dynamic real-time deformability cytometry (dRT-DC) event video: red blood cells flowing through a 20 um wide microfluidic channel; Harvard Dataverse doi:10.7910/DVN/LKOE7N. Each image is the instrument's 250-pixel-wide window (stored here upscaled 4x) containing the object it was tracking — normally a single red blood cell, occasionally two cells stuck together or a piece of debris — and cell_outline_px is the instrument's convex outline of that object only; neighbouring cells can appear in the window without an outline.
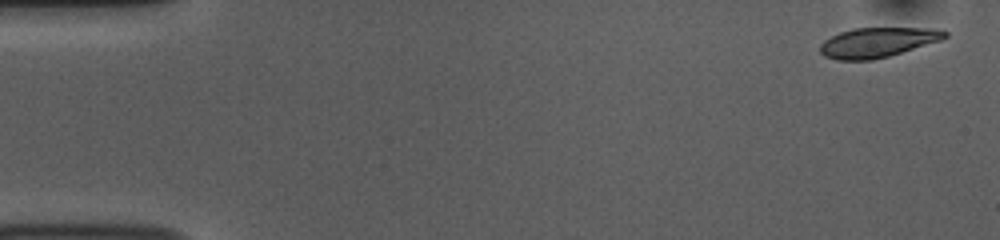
{"species": "common noctule bat (a hibernating species)", "species_latin": "Nyctalus noctula", "temperature_condition": "room temperature", "stored_images_in_passage": 53, "camera_frame_rate_fps": 3000, "um_per_image_px": 0.085, "animal": {"sex": "female", "body_mass_g": 10.0, "forearm_length_mm": 53.1}, "frame": {"image": 1, "passage_image": 2, "time_ms": 0.333, "image_size_px": [1000, 240], "cell_outline_px": [[948, 36], [944, 40], [888, 56], [872, 60], [836, 60], [824, 56], [820, 52], [820, 44], [824, 40], [840, 32], [852, 28], [932, 28], [948, 32]], "centroid_in_image_um": [74.61, 3.6], "position_along_channel_um": 10.4, "area_um2": 21.79}}
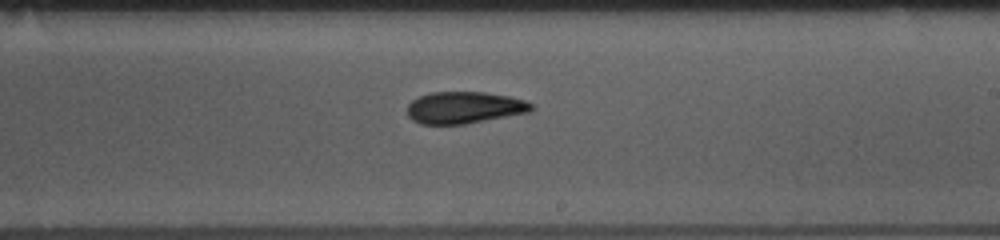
{"frame": {"image": 2, "passage_image": 31, "time_ms": 10.0, "image_size_px": [1000, 240], "cell_outline_px": [[536, 108], [532, 112], [464, 124], [420, 124], [412, 120], [408, 116], [408, 104], [412, 100], [420, 96], [432, 92], [484, 92], [508, 96], [524, 100], [532, 104]], "centroid_in_image_um": [39.49, 9.15], "position_along_channel_um": 249.5, "area_um2": 23.12}}
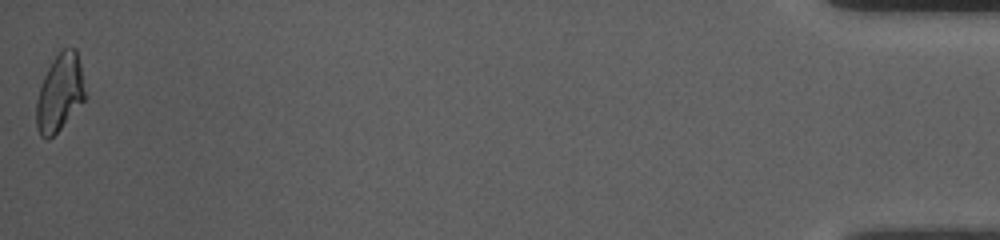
{"frame": {"image": 3, "passage_image": 53, "time_ms": 17.333, "image_size_px": [1000, 240], "cell_outline_px": [[88, 96], [60, 128], [48, 140], [40, 136], [36, 128], [36, 100], [40, 84], [52, 60], [64, 48], [76, 48]], "centroid_in_image_um": [5.08, 7.89], "position_along_channel_um": 430.1, "area_um2": 22.08}, "authors_computed_cell_mechanics": {"area_um2": 22.7732, "velocity_mm_per_s": 3.7534, "shape_relaxation_time_tau1_ms": 8.4315, "shape_relaxation_time_tau2_ms": 9.6886, "deformation_change_tau1": 0.2276, "deformation_change_tau2": 0.1783}}